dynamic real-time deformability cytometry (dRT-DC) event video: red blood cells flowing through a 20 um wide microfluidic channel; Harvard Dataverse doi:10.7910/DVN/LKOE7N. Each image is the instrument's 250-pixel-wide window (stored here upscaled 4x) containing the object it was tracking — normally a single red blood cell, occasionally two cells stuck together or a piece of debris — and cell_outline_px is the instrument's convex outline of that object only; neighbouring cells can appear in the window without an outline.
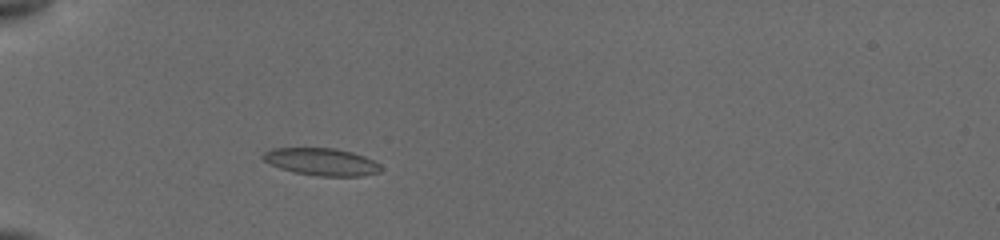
{"species": "common noctule bat (a hibernating species)", "species_latin": "Nyctalus noctula", "temperature_condition": "cold", "stored_images_in_passage": 18, "camera_frame_rate_fps": 3000, "um_per_image_px": 0.085, "animal": {"sex": "female", "body_mass_g": 19.5, "forearm_length_mm": 54.1}, "frame": {"image": 1, "passage_image": 7, "time_ms": 2.667, "image_size_px": [1000, 240], "cell_outline_px": [[384, 168], [380, 172], [360, 176], [320, 176], [296, 172], [280, 168], [264, 160], [260, 156], [264, 152], [272, 148], [336, 148], [352, 152], [364, 156], [380, 164]], "centroid_in_image_um": [27.36, 13.74], "position_along_channel_um": 57.6, "area_um2": 18.73}}
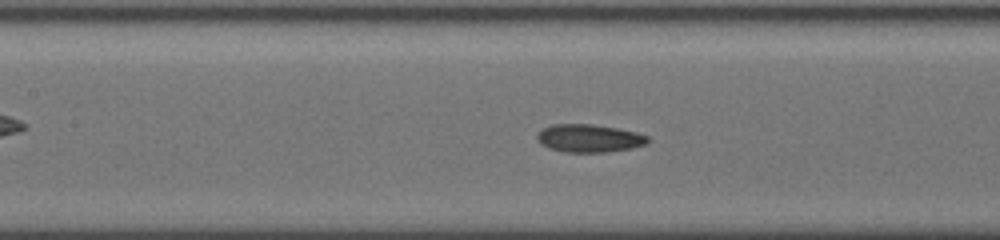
{"frame": {"image": 2, "passage_image": 14, "time_ms": 5.667, "image_size_px": [1000, 240], "cell_outline_px": [[652, 140], [648, 144], [632, 148], [604, 152], [564, 152], [548, 148], [540, 144], [536, 140], [536, 136], [544, 128], [552, 124], [592, 124], [616, 128], [636, 132], [648, 136]], "centroid_in_image_um": [50.09, 11.76], "position_along_channel_um": 157.3, "area_um2": 18.15}}
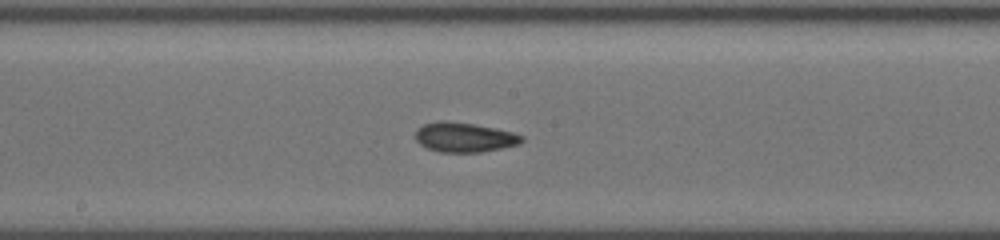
{"frame": {"image": 3, "passage_image": 17, "time_ms": 7.0, "image_size_px": [1000, 240], "cell_outline_px": [[524, 140], [520, 144], [504, 148], [480, 152], [440, 152], [428, 148], [420, 144], [412, 136], [416, 128], [424, 124], [476, 124], [496, 128], [512, 132], [524, 136]], "centroid_in_image_um": [39.52, 11.71], "position_along_channel_um": 208.7, "area_um2": 17.92}}